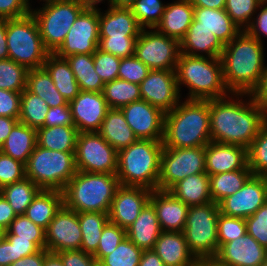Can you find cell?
Returning <instances> with one entry per match:
<instances>
[{"mask_svg":"<svg viewBox=\"0 0 267 266\" xmlns=\"http://www.w3.org/2000/svg\"><path fill=\"white\" fill-rule=\"evenodd\" d=\"M194 19V6L189 0H179L166 5L160 23L155 29L161 34L177 39L185 36Z\"/></svg>","mask_w":267,"mask_h":266,"instance_id":"obj_27","label":"cell"},{"mask_svg":"<svg viewBox=\"0 0 267 266\" xmlns=\"http://www.w3.org/2000/svg\"><path fill=\"white\" fill-rule=\"evenodd\" d=\"M205 169L208 175L250 169L247 149L239 145L210 141L205 146Z\"/></svg>","mask_w":267,"mask_h":266,"instance_id":"obj_22","label":"cell"},{"mask_svg":"<svg viewBox=\"0 0 267 266\" xmlns=\"http://www.w3.org/2000/svg\"><path fill=\"white\" fill-rule=\"evenodd\" d=\"M78 131L74 125L41 127L37 129V145L62 152H75Z\"/></svg>","mask_w":267,"mask_h":266,"instance_id":"obj_35","label":"cell"},{"mask_svg":"<svg viewBox=\"0 0 267 266\" xmlns=\"http://www.w3.org/2000/svg\"><path fill=\"white\" fill-rule=\"evenodd\" d=\"M25 177V164L0 151V186L21 181Z\"/></svg>","mask_w":267,"mask_h":266,"instance_id":"obj_53","label":"cell"},{"mask_svg":"<svg viewBox=\"0 0 267 266\" xmlns=\"http://www.w3.org/2000/svg\"><path fill=\"white\" fill-rule=\"evenodd\" d=\"M48 111L49 106L41 97L27 88L22 91L19 122L37 130L44 127Z\"/></svg>","mask_w":267,"mask_h":266,"instance_id":"obj_41","label":"cell"},{"mask_svg":"<svg viewBox=\"0 0 267 266\" xmlns=\"http://www.w3.org/2000/svg\"><path fill=\"white\" fill-rule=\"evenodd\" d=\"M14 245L15 261L38 252L40 249L31 241L24 239H7Z\"/></svg>","mask_w":267,"mask_h":266,"instance_id":"obj_61","label":"cell"},{"mask_svg":"<svg viewBox=\"0 0 267 266\" xmlns=\"http://www.w3.org/2000/svg\"><path fill=\"white\" fill-rule=\"evenodd\" d=\"M78 221L82 232L81 250L94 255L97 251L103 228L109 221L108 213H78Z\"/></svg>","mask_w":267,"mask_h":266,"instance_id":"obj_39","label":"cell"},{"mask_svg":"<svg viewBox=\"0 0 267 266\" xmlns=\"http://www.w3.org/2000/svg\"><path fill=\"white\" fill-rule=\"evenodd\" d=\"M139 85L142 100L164 113L172 111L180 103L175 70H151Z\"/></svg>","mask_w":267,"mask_h":266,"instance_id":"obj_17","label":"cell"},{"mask_svg":"<svg viewBox=\"0 0 267 266\" xmlns=\"http://www.w3.org/2000/svg\"><path fill=\"white\" fill-rule=\"evenodd\" d=\"M45 6L32 11L45 48L54 53L64 42L78 15L91 3L89 0H44Z\"/></svg>","mask_w":267,"mask_h":266,"instance_id":"obj_9","label":"cell"},{"mask_svg":"<svg viewBox=\"0 0 267 266\" xmlns=\"http://www.w3.org/2000/svg\"><path fill=\"white\" fill-rule=\"evenodd\" d=\"M137 38H99L98 49L126 58L135 55V43Z\"/></svg>","mask_w":267,"mask_h":266,"instance_id":"obj_55","label":"cell"},{"mask_svg":"<svg viewBox=\"0 0 267 266\" xmlns=\"http://www.w3.org/2000/svg\"><path fill=\"white\" fill-rule=\"evenodd\" d=\"M206 172L205 146L189 148L164 147L161 154L158 190L168 191L189 175Z\"/></svg>","mask_w":267,"mask_h":266,"instance_id":"obj_11","label":"cell"},{"mask_svg":"<svg viewBox=\"0 0 267 266\" xmlns=\"http://www.w3.org/2000/svg\"><path fill=\"white\" fill-rule=\"evenodd\" d=\"M210 141L209 100L187 99L165 113L164 147H201Z\"/></svg>","mask_w":267,"mask_h":266,"instance_id":"obj_3","label":"cell"},{"mask_svg":"<svg viewBox=\"0 0 267 266\" xmlns=\"http://www.w3.org/2000/svg\"><path fill=\"white\" fill-rule=\"evenodd\" d=\"M153 251L165 266H193L195 257L189 251L183 232H162Z\"/></svg>","mask_w":267,"mask_h":266,"instance_id":"obj_25","label":"cell"},{"mask_svg":"<svg viewBox=\"0 0 267 266\" xmlns=\"http://www.w3.org/2000/svg\"><path fill=\"white\" fill-rule=\"evenodd\" d=\"M77 171L117 173L118 152L98 133H78L75 147Z\"/></svg>","mask_w":267,"mask_h":266,"instance_id":"obj_12","label":"cell"},{"mask_svg":"<svg viewBox=\"0 0 267 266\" xmlns=\"http://www.w3.org/2000/svg\"><path fill=\"white\" fill-rule=\"evenodd\" d=\"M74 153L49 150L36 144L25 164V176L40 189L63 191L77 172Z\"/></svg>","mask_w":267,"mask_h":266,"instance_id":"obj_7","label":"cell"},{"mask_svg":"<svg viewBox=\"0 0 267 266\" xmlns=\"http://www.w3.org/2000/svg\"><path fill=\"white\" fill-rule=\"evenodd\" d=\"M28 0H0V19L20 18L31 12Z\"/></svg>","mask_w":267,"mask_h":266,"instance_id":"obj_57","label":"cell"},{"mask_svg":"<svg viewBox=\"0 0 267 266\" xmlns=\"http://www.w3.org/2000/svg\"><path fill=\"white\" fill-rule=\"evenodd\" d=\"M267 249L252 236H244L221 245L215 258L226 266H262Z\"/></svg>","mask_w":267,"mask_h":266,"instance_id":"obj_21","label":"cell"},{"mask_svg":"<svg viewBox=\"0 0 267 266\" xmlns=\"http://www.w3.org/2000/svg\"><path fill=\"white\" fill-rule=\"evenodd\" d=\"M151 71L142 61L135 55L121 58L119 65L118 78L128 82L140 84Z\"/></svg>","mask_w":267,"mask_h":266,"instance_id":"obj_52","label":"cell"},{"mask_svg":"<svg viewBox=\"0 0 267 266\" xmlns=\"http://www.w3.org/2000/svg\"><path fill=\"white\" fill-rule=\"evenodd\" d=\"M180 44L157 30L142 29L135 43V56L151 70H176Z\"/></svg>","mask_w":267,"mask_h":266,"instance_id":"obj_13","label":"cell"},{"mask_svg":"<svg viewBox=\"0 0 267 266\" xmlns=\"http://www.w3.org/2000/svg\"><path fill=\"white\" fill-rule=\"evenodd\" d=\"M6 239H24L33 242L39 249H46V231L34 224L25 214L17 215L5 233Z\"/></svg>","mask_w":267,"mask_h":266,"instance_id":"obj_43","label":"cell"},{"mask_svg":"<svg viewBox=\"0 0 267 266\" xmlns=\"http://www.w3.org/2000/svg\"><path fill=\"white\" fill-rule=\"evenodd\" d=\"M56 254L61 258L63 266H93L97 262L93 255L81 249L66 250Z\"/></svg>","mask_w":267,"mask_h":266,"instance_id":"obj_59","label":"cell"},{"mask_svg":"<svg viewBox=\"0 0 267 266\" xmlns=\"http://www.w3.org/2000/svg\"><path fill=\"white\" fill-rule=\"evenodd\" d=\"M162 232L156 210L150 202L144 206L136 220L126 229L127 238L142 250H153Z\"/></svg>","mask_w":267,"mask_h":266,"instance_id":"obj_26","label":"cell"},{"mask_svg":"<svg viewBox=\"0 0 267 266\" xmlns=\"http://www.w3.org/2000/svg\"><path fill=\"white\" fill-rule=\"evenodd\" d=\"M91 2L76 18L64 42L54 52L60 58L73 54H93L99 45V10Z\"/></svg>","mask_w":267,"mask_h":266,"instance_id":"obj_14","label":"cell"},{"mask_svg":"<svg viewBox=\"0 0 267 266\" xmlns=\"http://www.w3.org/2000/svg\"><path fill=\"white\" fill-rule=\"evenodd\" d=\"M41 189L29 178L5 185L1 194L8 201L16 215L25 214L27 207Z\"/></svg>","mask_w":267,"mask_h":266,"instance_id":"obj_40","label":"cell"},{"mask_svg":"<svg viewBox=\"0 0 267 266\" xmlns=\"http://www.w3.org/2000/svg\"><path fill=\"white\" fill-rule=\"evenodd\" d=\"M125 119L138 139L163 140L165 113L139 100L120 108Z\"/></svg>","mask_w":267,"mask_h":266,"instance_id":"obj_18","label":"cell"},{"mask_svg":"<svg viewBox=\"0 0 267 266\" xmlns=\"http://www.w3.org/2000/svg\"><path fill=\"white\" fill-rule=\"evenodd\" d=\"M163 148L162 140L137 139L118 151L116 176L120 185L156 190Z\"/></svg>","mask_w":267,"mask_h":266,"instance_id":"obj_4","label":"cell"},{"mask_svg":"<svg viewBox=\"0 0 267 266\" xmlns=\"http://www.w3.org/2000/svg\"><path fill=\"white\" fill-rule=\"evenodd\" d=\"M98 133L118 152L138 138L128 125L121 109L110 108Z\"/></svg>","mask_w":267,"mask_h":266,"instance_id":"obj_30","label":"cell"},{"mask_svg":"<svg viewBox=\"0 0 267 266\" xmlns=\"http://www.w3.org/2000/svg\"><path fill=\"white\" fill-rule=\"evenodd\" d=\"M6 40L9 58L27 70L42 68L50 54L31 12L20 18L6 19Z\"/></svg>","mask_w":267,"mask_h":266,"instance_id":"obj_8","label":"cell"},{"mask_svg":"<svg viewBox=\"0 0 267 266\" xmlns=\"http://www.w3.org/2000/svg\"><path fill=\"white\" fill-rule=\"evenodd\" d=\"M46 231V250L52 253L81 249L82 232L78 213L64 204Z\"/></svg>","mask_w":267,"mask_h":266,"instance_id":"obj_16","label":"cell"},{"mask_svg":"<svg viewBox=\"0 0 267 266\" xmlns=\"http://www.w3.org/2000/svg\"><path fill=\"white\" fill-rule=\"evenodd\" d=\"M256 21L252 20L249 27L245 30L251 37L256 38L259 42H262L261 35L267 36V5L259 12ZM262 33V34H260Z\"/></svg>","mask_w":267,"mask_h":266,"instance_id":"obj_60","label":"cell"},{"mask_svg":"<svg viewBox=\"0 0 267 266\" xmlns=\"http://www.w3.org/2000/svg\"><path fill=\"white\" fill-rule=\"evenodd\" d=\"M36 137V129L18 122L0 147V151L26 164L37 144Z\"/></svg>","mask_w":267,"mask_h":266,"instance_id":"obj_33","label":"cell"},{"mask_svg":"<svg viewBox=\"0 0 267 266\" xmlns=\"http://www.w3.org/2000/svg\"><path fill=\"white\" fill-rule=\"evenodd\" d=\"M219 214V205L215 202L188 207L183 233L189 251L196 259L215 258L218 251Z\"/></svg>","mask_w":267,"mask_h":266,"instance_id":"obj_10","label":"cell"},{"mask_svg":"<svg viewBox=\"0 0 267 266\" xmlns=\"http://www.w3.org/2000/svg\"><path fill=\"white\" fill-rule=\"evenodd\" d=\"M262 42L241 31L228 44L221 55L223 79L230 93L236 96L251 94L258 86L264 66Z\"/></svg>","mask_w":267,"mask_h":266,"instance_id":"obj_2","label":"cell"},{"mask_svg":"<svg viewBox=\"0 0 267 266\" xmlns=\"http://www.w3.org/2000/svg\"><path fill=\"white\" fill-rule=\"evenodd\" d=\"M69 106L78 133L98 132L110 109L103 92L90 91H80Z\"/></svg>","mask_w":267,"mask_h":266,"instance_id":"obj_19","label":"cell"},{"mask_svg":"<svg viewBox=\"0 0 267 266\" xmlns=\"http://www.w3.org/2000/svg\"><path fill=\"white\" fill-rule=\"evenodd\" d=\"M95 72L101 77L104 83L118 78L121 58L97 49L93 53Z\"/></svg>","mask_w":267,"mask_h":266,"instance_id":"obj_51","label":"cell"},{"mask_svg":"<svg viewBox=\"0 0 267 266\" xmlns=\"http://www.w3.org/2000/svg\"><path fill=\"white\" fill-rule=\"evenodd\" d=\"M74 125L70 106L49 107L47 112L44 127Z\"/></svg>","mask_w":267,"mask_h":266,"instance_id":"obj_58","label":"cell"},{"mask_svg":"<svg viewBox=\"0 0 267 266\" xmlns=\"http://www.w3.org/2000/svg\"><path fill=\"white\" fill-rule=\"evenodd\" d=\"M136 0H109L110 5L114 7L130 8Z\"/></svg>","mask_w":267,"mask_h":266,"instance_id":"obj_72","label":"cell"},{"mask_svg":"<svg viewBox=\"0 0 267 266\" xmlns=\"http://www.w3.org/2000/svg\"><path fill=\"white\" fill-rule=\"evenodd\" d=\"M143 250L126 238L113 253L103 257L99 262L103 266H138Z\"/></svg>","mask_w":267,"mask_h":266,"instance_id":"obj_47","label":"cell"},{"mask_svg":"<svg viewBox=\"0 0 267 266\" xmlns=\"http://www.w3.org/2000/svg\"><path fill=\"white\" fill-rule=\"evenodd\" d=\"M19 122L18 118L0 116V147L12 131V128Z\"/></svg>","mask_w":267,"mask_h":266,"instance_id":"obj_66","label":"cell"},{"mask_svg":"<svg viewBox=\"0 0 267 266\" xmlns=\"http://www.w3.org/2000/svg\"><path fill=\"white\" fill-rule=\"evenodd\" d=\"M27 71L10 58L0 60V89L22 92L26 89Z\"/></svg>","mask_w":267,"mask_h":266,"instance_id":"obj_45","label":"cell"},{"mask_svg":"<svg viewBox=\"0 0 267 266\" xmlns=\"http://www.w3.org/2000/svg\"><path fill=\"white\" fill-rule=\"evenodd\" d=\"M245 221L247 233L267 249V201Z\"/></svg>","mask_w":267,"mask_h":266,"instance_id":"obj_54","label":"cell"},{"mask_svg":"<svg viewBox=\"0 0 267 266\" xmlns=\"http://www.w3.org/2000/svg\"><path fill=\"white\" fill-rule=\"evenodd\" d=\"M151 192L145 187L120 185L111 202L109 221L126 230L149 202Z\"/></svg>","mask_w":267,"mask_h":266,"instance_id":"obj_20","label":"cell"},{"mask_svg":"<svg viewBox=\"0 0 267 266\" xmlns=\"http://www.w3.org/2000/svg\"><path fill=\"white\" fill-rule=\"evenodd\" d=\"M48 252L46 249H40L38 252L19 259L9 266H44L45 257Z\"/></svg>","mask_w":267,"mask_h":266,"instance_id":"obj_64","label":"cell"},{"mask_svg":"<svg viewBox=\"0 0 267 266\" xmlns=\"http://www.w3.org/2000/svg\"><path fill=\"white\" fill-rule=\"evenodd\" d=\"M44 266H63V263L56 253L48 252L45 257Z\"/></svg>","mask_w":267,"mask_h":266,"instance_id":"obj_71","label":"cell"},{"mask_svg":"<svg viewBox=\"0 0 267 266\" xmlns=\"http://www.w3.org/2000/svg\"><path fill=\"white\" fill-rule=\"evenodd\" d=\"M126 238L125 229L108 221L103 228L97 251L93 257L99 262L103 257L113 253L117 246Z\"/></svg>","mask_w":267,"mask_h":266,"instance_id":"obj_50","label":"cell"},{"mask_svg":"<svg viewBox=\"0 0 267 266\" xmlns=\"http://www.w3.org/2000/svg\"><path fill=\"white\" fill-rule=\"evenodd\" d=\"M80 91L103 92L105 83L95 72L93 54H73L65 58Z\"/></svg>","mask_w":267,"mask_h":266,"instance_id":"obj_36","label":"cell"},{"mask_svg":"<svg viewBox=\"0 0 267 266\" xmlns=\"http://www.w3.org/2000/svg\"><path fill=\"white\" fill-rule=\"evenodd\" d=\"M267 201V177L252 175L244 186L224 198L218 205L220 213L246 219Z\"/></svg>","mask_w":267,"mask_h":266,"instance_id":"obj_15","label":"cell"},{"mask_svg":"<svg viewBox=\"0 0 267 266\" xmlns=\"http://www.w3.org/2000/svg\"><path fill=\"white\" fill-rule=\"evenodd\" d=\"M6 230L0 228V242L5 238Z\"/></svg>","mask_w":267,"mask_h":266,"instance_id":"obj_73","label":"cell"},{"mask_svg":"<svg viewBox=\"0 0 267 266\" xmlns=\"http://www.w3.org/2000/svg\"><path fill=\"white\" fill-rule=\"evenodd\" d=\"M249 95L267 113V66L261 75L258 86Z\"/></svg>","mask_w":267,"mask_h":266,"instance_id":"obj_62","label":"cell"},{"mask_svg":"<svg viewBox=\"0 0 267 266\" xmlns=\"http://www.w3.org/2000/svg\"><path fill=\"white\" fill-rule=\"evenodd\" d=\"M142 29L130 8L110 5L104 15L99 11V38H138Z\"/></svg>","mask_w":267,"mask_h":266,"instance_id":"obj_24","label":"cell"},{"mask_svg":"<svg viewBox=\"0 0 267 266\" xmlns=\"http://www.w3.org/2000/svg\"><path fill=\"white\" fill-rule=\"evenodd\" d=\"M194 19L196 28H206L213 32L223 45L242 31L224 9L194 7Z\"/></svg>","mask_w":267,"mask_h":266,"instance_id":"obj_28","label":"cell"},{"mask_svg":"<svg viewBox=\"0 0 267 266\" xmlns=\"http://www.w3.org/2000/svg\"><path fill=\"white\" fill-rule=\"evenodd\" d=\"M180 53L189 56H204L196 52H205L210 58H220L224 45L206 28H196V20L189 26L185 36L180 40Z\"/></svg>","mask_w":267,"mask_h":266,"instance_id":"obj_29","label":"cell"},{"mask_svg":"<svg viewBox=\"0 0 267 266\" xmlns=\"http://www.w3.org/2000/svg\"><path fill=\"white\" fill-rule=\"evenodd\" d=\"M8 58L9 52L6 40V19H0V60Z\"/></svg>","mask_w":267,"mask_h":266,"instance_id":"obj_69","label":"cell"},{"mask_svg":"<svg viewBox=\"0 0 267 266\" xmlns=\"http://www.w3.org/2000/svg\"><path fill=\"white\" fill-rule=\"evenodd\" d=\"M103 95L109 108L120 109L124 105L142 100L139 84L119 78L105 83Z\"/></svg>","mask_w":267,"mask_h":266,"instance_id":"obj_42","label":"cell"},{"mask_svg":"<svg viewBox=\"0 0 267 266\" xmlns=\"http://www.w3.org/2000/svg\"><path fill=\"white\" fill-rule=\"evenodd\" d=\"M15 262L14 245L4 238L0 242V266H9Z\"/></svg>","mask_w":267,"mask_h":266,"instance_id":"obj_65","label":"cell"},{"mask_svg":"<svg viewBox=\"0 0 267 266\" xmlns=\"http://www.w3.org/2000/svg\"><path fill=\"white\" fill-rule=\"evenodd\" d=\"M63 204V191L41 189L27 207L25 215L46 230Z\"/></svg>","mask_w":267,"mask_h":266,"instance_id":"obj_32","label":"cell"},{"mask_svg":"<svg viewBox=\"0 0 267 266\" xmlns=\"http://www.w3.org/2000/svg\"><path fill=\"white\" fill-rule=\"evenodd\" d=\"M267 0H226L225 11L231 17L233 22L241 29L245 31L251 22L252 15L258 7L264 5ZM261 5V6H260Z\"/></svg>","mask_w":267,"mask_h":266,"instance_id":"obj_48","label":"cell"},{"mask_svg":"<svg viewBox=\"0 0 267 266\" xmlns=\"http://www.w3.org/2000/svg\"><path fill=\"white\" fill-rule=\"evenodd\" d=\"M193 266H226L216 258H197Z\"/></svg>","mask_w":267,"mask_h":266,"instance_id":"obj_70","label":"cell"},{"mask_svg":"<svg viewBox=\"0 0 267 266\" xmlns=\"http://www.w3.org/2000/svg\"><path fill=\"white\" fill-rule=\"evenodd\" d=\"M16 213L13 211V208L10 206L8 201L0 195V228L7 230L10 226V223L16 218Z\"/></svg>","mask_w":267,"mask_h":266,"instance_id":"obj_63","label":"cell"},{"mask_svg":"<svg viewBox=\"0 0 267 266\" xmlns=\"http://www.w3.org/2000/svg\"><path fill=\"white\" fill-rule=\"evenodd\" d=\"M262 266H267V256Z\"/></svg>","mask_w":267,"mask_h":266,"instance_id":"obj_76","label":"cell"},{"mask_svg":"<svg viewBox=\"0 0 267 266\" xmlns=\"http://www.w3.org/2000/svg\"><path fill=\"white\" fill-rule=\"evenodd\" d=\"M166 5L160 0H136L130 7L139 25L145 29H155L160 23Z\"/></svg>","mask_w":267,"mask_h":266,"instance_id":"obj_46","label":"cell"},{"mask_svg":"<svg viewBox=\"0 0 267 266\" xmlns=\"http://www.w3.org/2000/svg\"><path fill=\"white\" fill-rule=\"evenodd\" d=\"M26 88L46 101L49 107L69 104L57 90L52 78L43 67L27 71Z\"/></svg>","mask_w":267,"mask_h":266,"instance_id":"obj_38","label":"cell"},{"mask_svg":"<svg viewBox=\"0 0 267 266\" xmlns=\"http://www.w3.org/2000/svg\"><path fill=\"white\" fill-rule=\"evenodd\" d=\"M119 186L116 174L77 171L63 190V203L77 213H108Z\"/></svg>","mask_w":267,"mask_h":266,"instance_id":"obj_5","label":"cell"},{"mask_svg":"<svg viewBox=\"0 0 267 266\" xmlns=\"http://www.w3.org/2000/svg\"><path fill=\"white\" fill-rule=\"evenodd\" d=\"M149 202L156 210L158 222L164 232H183L188 206L169 191L152 190Z\"/></svg>","mask_w":267,"mask_h":266,"instance_id":"obj_23","label":"cell"},{"mask_svg":"<svg viewBox=\"0 0 267 266\" xmlns=\"http://www.w3.org/2000/svg\"><path fill=\"white\" fill-rule=\"evenodd\" d=\"M175 71L178 89L181 84L190 89L188 99H218L227 96L226 91L230 92L223 79L221 58L180 53Z\"/></svg>","mask_w":267,"mask_h":266,"instance_id":"obj_6","label":"cell"},{"mask_svg":"<svg viewBox=\"0 0 267 266\" xmlns=\"http://www.w3.org/2000/svg\"><path fill=\"white\" fill-rule=\"evenodd\" d=\"M225 99H209L211 141L248 149L267 120V113L251 97L247 104Z\"/></svg>","mask_w":267,"mask_h":266,"instance_id":"obj_1","label":"cell"},{"mask_svg":"<svg viewBox=\"0 0 267 266\" xmlns=\"http://www.w3.org/2000/svg\"><path fill=\"white\" fill-rule=\"evenodd\" d=\"M194 7L225 9L226 0H189Z\"/></svg>","mask_w":267,"mask_h":266,"instance_id":"obj_68","label":"cell"},{"mask_svg":"<svg viewBox=\"0 0 267 266\" xmlns=\"http://www.w3.org/2000/svg\"><path fill=\"white\" fill-rule=\"evenodd\" d=\"M248 166L253 175L267 177V120L247 149Z\"/></svg>","mask_w":267,"mask_h":266,"instance_id":"obj_44","label":"cell"},{"mask_svg":"<svg viewBox=\"0 0 267 266\" xmlns=\"http://www.w3.org/2000/svg\"><path fill=\"white\" fill-rule=\"evenodd\" d=\"M253 175L251 169H240L209 175V187L212 202L219 204L224 198L241 189Z\"/></svg>","mask_w":267,"mask_h":266,"instance_id":"obj_37","label":"cell"},{"mask_svg":"<svg viewBox=\"0 0 267 266\" xmlns=\"http://www.w3.org/2000/svg\"><path fill=\"white\" fill-rule=\"evenodd\" d=\"M43 68L48 72L55 87L68 103L80 93L79 84L65 58L50 53L43 64Z\"/></svg>","mask_w":267,"mask_h":266,"instance_id":"obj_34","label":"cell"},{"mask_svg":"<svg viewBox=\"0 0 267 266\" xmlns=\"http://www.w3.org/2000/svg\"><path fill=\"white\" fill-rule=\"evenodd\" d=\"M21 93L0 89V116L19 118Z\"/></svg>","mask_w":267,"mask_h":266,"instance_id":"obj_56","label":"cell"},{"mask_svg":"<svg viewBox=\"0 0 267 266\" xmlns=\"http://www.w3.org/2000/svg\"><path fill=\"white\" fill-rule=\"evenodd\" d=\"M217 231L219 249L221 245L247 233L246 221L243 218L230 217L220 213L217 220Z\"/></svg>","mask_w":267,"mask_h":266,"instance_id":"obj_49","label":"cell"},{"mask_svg":"<svg viewBox=\"0 0 267 266\" xmlns=\"http://www.w3.org/2000/svg\"><path fill=\"white\" fill-rule=\"evenodd\" d=\"M138 266H165L153 250H143Z\"/></svg>","mask_w":267,"mask_h":266,"instance_id":"obj_67","label":"cell"},{"mask_svg":"<svg viewBox=\"0 0 267 266\" xmlns=\"http://www.w3.org/2000/svg\"><path fill=\"white\" fill-rule=\"evenodd\" d=\"M168 191L188 207L212 202L209 175L206 172L189 175L175 183Z\"/></svg>","mask_w":267,"mask_h":266,"instance_id":"obj_31","label":"cell"},{"mask_svg":"<svg viewBox=\"0 0 267 266\" xmlns=\"http://www.w3.org/2000/svg\"><path fill=\"white\" fill-rule=\"evenodd\" d=\"M93 266H103L100 262H96Z\"/></svg>","mask_w":267,"mask_h":266,"instance_id":"obj_74","label":"cell"},{"mask_svg":"<svg viewBox=\"0 0 267 266\" xmlns=\"http://www.w3.org/2000/svg\"><path fill=\"white\" fill-rule=\"evenodd\" d=\"M90 2H97V3H99V2H101L102 0H89Z\"/></svg>","mask_w":267,"mask_h":266,"instance_id":"obj_75","label":"cell"}]
</instances>
